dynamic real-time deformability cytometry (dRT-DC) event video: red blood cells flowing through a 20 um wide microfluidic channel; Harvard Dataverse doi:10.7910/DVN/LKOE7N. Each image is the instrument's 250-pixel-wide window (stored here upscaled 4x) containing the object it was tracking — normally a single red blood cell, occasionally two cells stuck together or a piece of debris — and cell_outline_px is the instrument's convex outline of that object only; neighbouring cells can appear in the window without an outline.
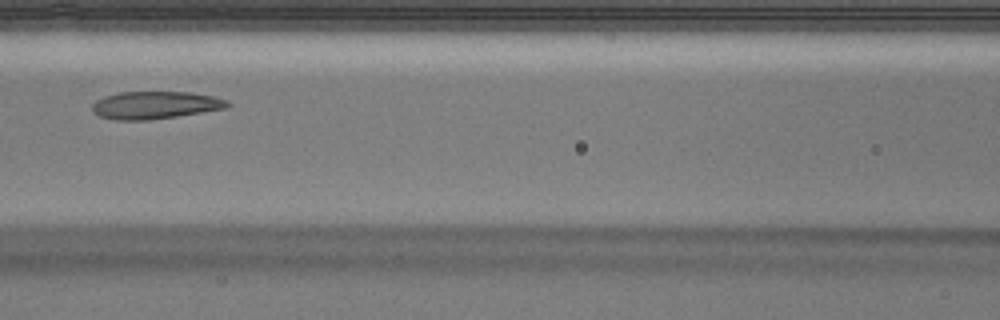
{"species": "Egyptian fruit bat (a non-hibernating species)", "species_latin": "Rousettus aegyptiacus", "temperature_condition": "warm", "stored_images_in_passage": 41, "camera_frame_rate_fps": 3000, "um_per_image_px": 0.085, "animal": {"sex": "male"}, "frame": {"image": 1, "passage_image": 16, "time_ms": 5.0, "image_size_px": [1000, 320], "cell_outline_px": [[232, 104], [228, 108], [176, 116], [148, 120], [116, 120], [100, 116], [92, 112], [92, 104], [96, 100], [104, 96], [120, 92], [188, 92], [212, 96], [228, 100]], "centroid_in_image_um": [13.19, 8.93], "position_along_channel_um": 153.4, "area_um2": 21.73}}
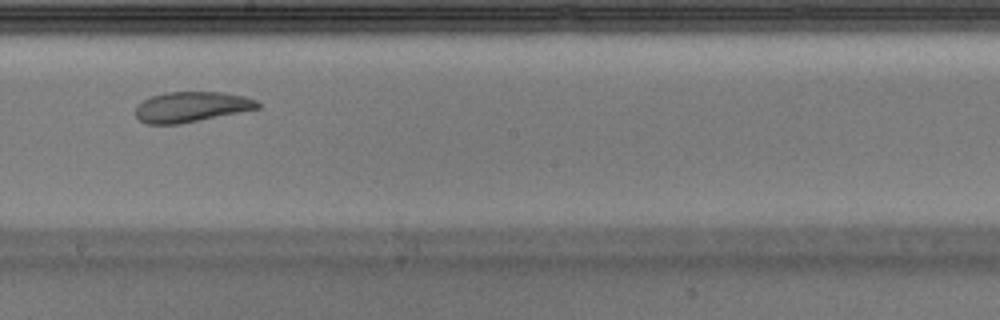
{"frame": {"image": 2, "passage_image": 22, "time_ms": 7.0, "image_size_px": [1000, 320], "cell_outline_px": [[260, 108], [180, 124], [144, 124], [136, 116], [136, 104], [148, 96], [164, 92], [220, 92], [244, 96], [256, 100], [260, 104]], "centroid_in_image_um": [16.21, 9.08], "position_along_channel_um": 232.0, "area_um2": 21.73}}
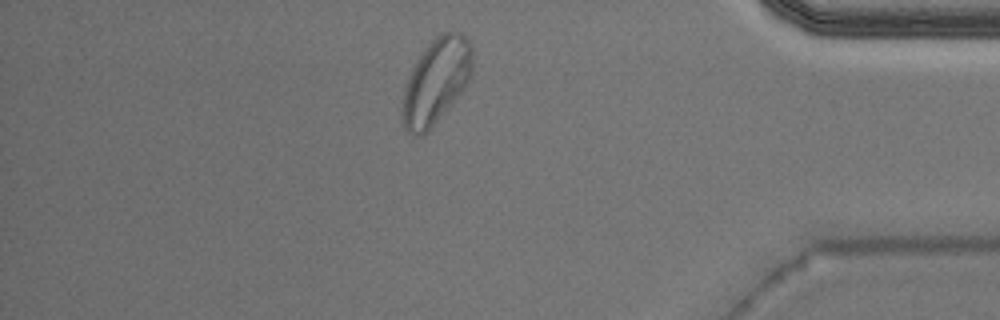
{"frame": {"image": 3, "passage_image": 37, "time_ms": 12.0, "image_size_px": [1000, 320], "cell_outline_px": [[472, 72], [468, 80], [460, 92], [428, 132], [420, 136], [412, 136], [404, 128], [400, 120], [400, 112], [404, 92], [412, 68], [428, 44], [440, 32], [460, 32], [468, 40], [472, 48]], "centroid_in_image_um": [37.03, 6.93], "position_along_channel_um": 398.2, "area_um2": 34.56}, "authors_computed_cell_mechanics": {"area_um2": 23.409, "velocity_mm_per_s": 3.9328, "shape_relaxation_time_tau1_ms": null, "shape_relaxation_time_tau2_ms": 1.8156, "deformation_change_tau1": null, "deformation_change_tau2": 0.0607}}